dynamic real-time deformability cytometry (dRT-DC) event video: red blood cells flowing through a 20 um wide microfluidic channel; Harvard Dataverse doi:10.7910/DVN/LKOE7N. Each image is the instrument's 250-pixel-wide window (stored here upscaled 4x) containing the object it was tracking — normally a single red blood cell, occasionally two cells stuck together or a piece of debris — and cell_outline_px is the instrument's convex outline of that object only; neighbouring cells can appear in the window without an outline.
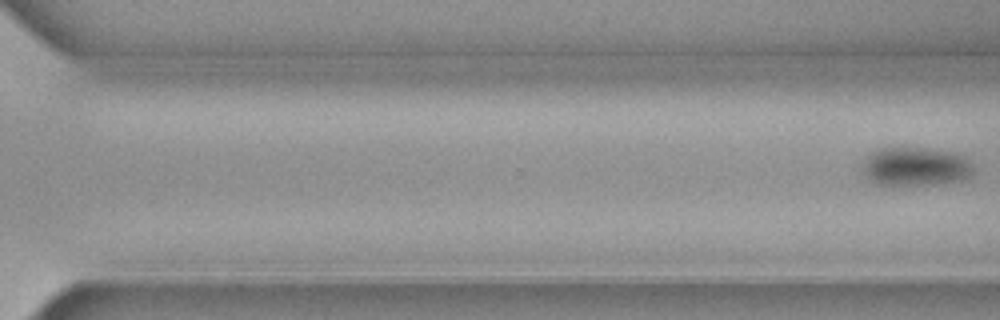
{"species": "common noctule bat (a hibernating species)", "species_latin": "Nyctalus noctula", "temperature_condition": "cold", "stored_images_in_passage": 12, "segment_of_instrument_passage": [2, 2], "camera_frame_rate_fps": 3000, "um_per_image_px": 0.085, "animal": {"sex": "female", "body_mass_g": 19.3, "forearm_length_mm": 54.1}, "frame": {"image": 1, "passage_image": 12, "time_ms": 3.667, "image_size_px": [1000, 320], "cell_outline_px": [[972, 172], [968, 176], [960, 180], [932, 184], [876, 184], [868, 180], [864, 172], [864, 160], [872, 152], [880, 148], [932, 148], [952, 152], [964, 156], [968, 160], [972, 168]], "centroid_in_image_um": [77.8, 14.14], "position_along_channel_um": 292.8, "area_um2": 24.57}}